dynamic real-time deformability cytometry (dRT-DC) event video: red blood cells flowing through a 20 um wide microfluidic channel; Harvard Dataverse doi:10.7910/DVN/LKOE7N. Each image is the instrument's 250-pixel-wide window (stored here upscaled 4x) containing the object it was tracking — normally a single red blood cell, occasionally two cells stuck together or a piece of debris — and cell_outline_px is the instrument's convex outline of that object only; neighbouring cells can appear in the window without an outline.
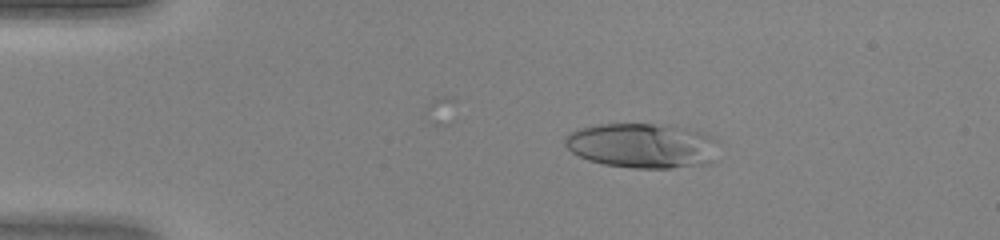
{"species": "human", "species_latin": "Homo sapiens", "temperature_condition": "warm", "stored_images_in_passage": 40, "camera_frame_rate_fps": 3000, "um_per_image_px": 0.085, "donor": {"sex": "female"}, "frame": {"image": 1, "passage_image": 8, "time_ms": 2.333, "image_size_px": [1000, 240], "cell_outline_px": [[716, 140], [712, 160], [708, 164], [672, 168], [632, 168], [604, 164], [588, 160], [572, 152], [564, 144], [564, 140], [572, 132], [580, 128], [600, 124], [672, 124], [708, 132], [716, 136]], "centroid_in_image_um": [54.65, 12.36], "position_along_channel_um": 30.4, "area_um2": 40.52}}
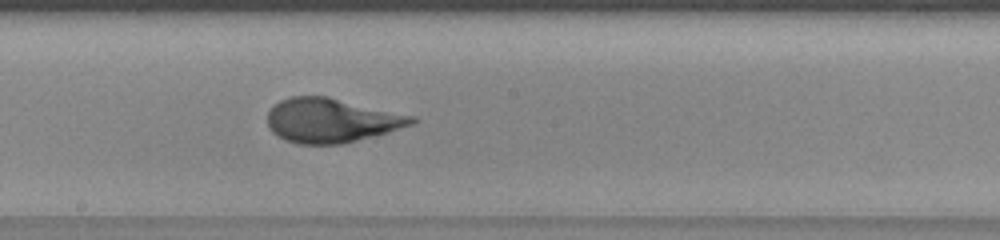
{"frame": {"image": 2, "passage_image": 25, "time_ms": 8.0, "image_size_px": [1000, 240], "cell_outline_px": [[420, 120], [412, 124], [384, 132], [340, 144], [296, 144], [284, 140], [276, 136], [268, 128], [268, 112], [280, 100], [292, 96], [328, 96], [416, 116]], "centroid_in_image_um": [28.13, 10.22], "position_along_channel_um": 220.1, "area_um2": 37.05}}
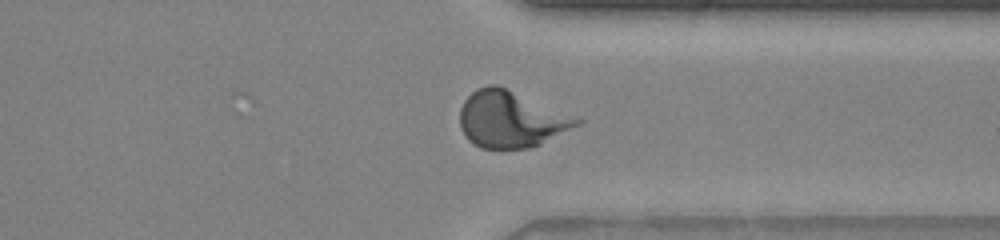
{"frame": {"image": 3, "passage_image": 35, "time_ms": 11.333, "image_size_px": [1000, 240], "cell_outline_px": [[584, 120], [580, 124], [540, 144], [528, 148], [480, 148], [468, 140], [460, 128], [460, 108], [464, 100], [472, 92], [488, 84], [496, 84]], "centroid_in_image_um": [43.39, 10.14], "position_along_channel_um": 368.0, "area_um2": 38.03}}